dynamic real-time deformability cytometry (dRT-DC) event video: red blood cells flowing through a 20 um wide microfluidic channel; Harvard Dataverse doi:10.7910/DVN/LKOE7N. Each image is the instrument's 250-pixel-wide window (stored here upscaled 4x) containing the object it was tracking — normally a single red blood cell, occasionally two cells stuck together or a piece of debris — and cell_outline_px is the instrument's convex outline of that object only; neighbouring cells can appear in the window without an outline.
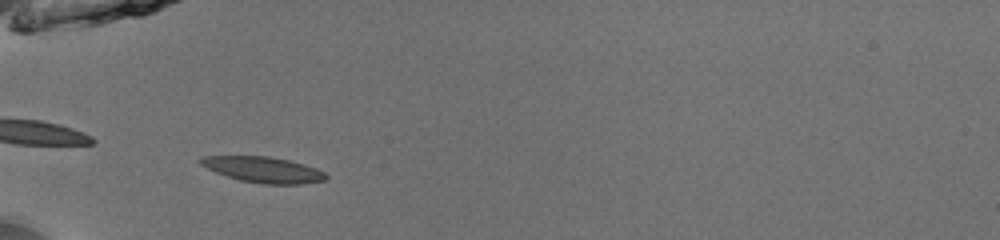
{"species": "common noctule bat (a hibernating species)", "species_latin": "Nyctalus noctula", "temperature_condition": "room temperature", "stored_images_in_passage": 21, "camera_frame_rate_fps": 3000, "um_per_image_px": 0.085, "animal": {"sex": "male", "body_mass_g": 13.0, "forearm_length_mm": 53.1}, "frame": {"image": 1, "passage_image": 1, "time_ms": 0.0, "image_size_px": [1000, 240], "cell_outline_px": [[328, 176], [324, 180], [300, 184], [264, 184], [240, 180], [216, 172], [200, 164], [196, 160], [204, 156], [268, 156], [288, 160], [304, 164], [316, 168], [324, 172]], "centroid_in_image_um": [22.37, 14.41], "position_along_channel_um": 62.6, "area_um2": 18.67}}
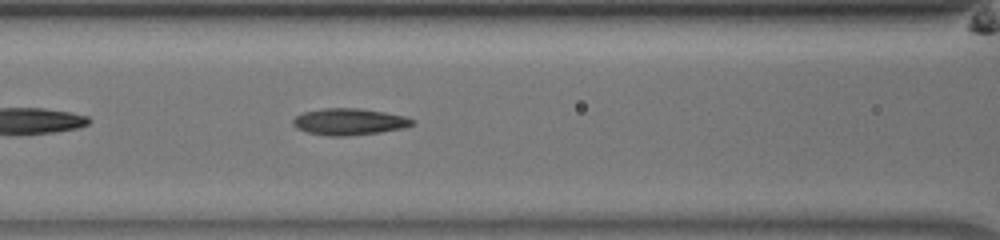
{"frame": {"image": 2, "passage_image": 7, "time_ms": 2.0, "image_size_px": [1000, 240], "cell_outline_px": [[416, 124], [404, 128], [380, 132], [344, 136], [328, 136], [308, 132], [296, 128], [292, 124], [292, 120], [296, 116], [304, 112], [324, 108], [360, 108], [408, 116], [416, 120]], "centroid_in_image_um": [29.73, 10.34], "position_along_channel_um": 136.9, "area_um2": 18.67}}
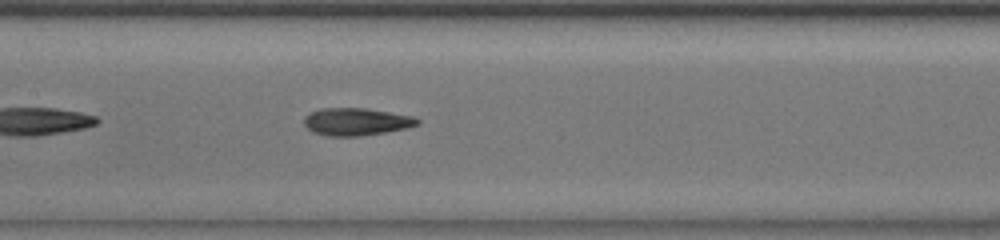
{"frame": {"image": 3, "passage_image": 10, "time_ms": 3.0, "image_size_px": [1000, 240], "cell_outline_px": [[420, 124], [408, 128], [360, 136], [328, 136], [312, 132], [304, 124], [304, 116], [308, 112], [320, 108], [364, 108], [412, 116], [420, 120]], "centroid_in_image_um": [30.25, 10.34], "position_along_channel_um": 177.2, "area_um2": 18.21}}